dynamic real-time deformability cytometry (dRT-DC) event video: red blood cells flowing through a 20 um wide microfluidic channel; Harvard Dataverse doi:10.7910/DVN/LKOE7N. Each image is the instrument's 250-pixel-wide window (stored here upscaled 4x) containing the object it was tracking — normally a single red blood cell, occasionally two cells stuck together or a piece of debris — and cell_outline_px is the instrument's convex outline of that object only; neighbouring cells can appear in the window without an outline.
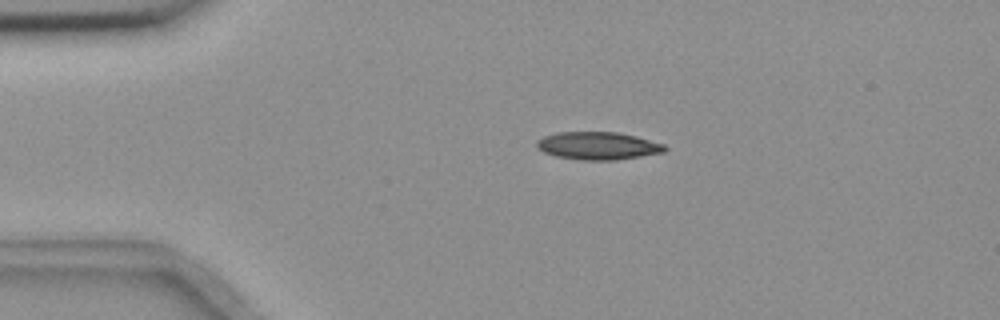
{"species": "common noctule bat (a hibernating species)", "species_latin": "Nyctalus noctula", "temperature_condition": "room temperature", "stored_images_in_passage": 55, "camera_frame_rate_fps": 3000, "um_per_image_px": 0.085, "animal": {"sex": "female", "body_mass_g": 18.4}, "frame": {"image": 1, "passage_image": 11, "time_ms": 3.333, "image_size_px": [1000, 320], "cell_outline_px": [[668, 148], [664, 152], [616, 160], [580, 160], [556, 156], [544, 152], [536, 148], [536, 140], [544, 136], [556, 132], [616, 132], [636, 136], [664, 144]], "centroid_in_image_um": [50.8, 12.39], "position_along_channel_um": 34.2, "area_um2": 20.75}}
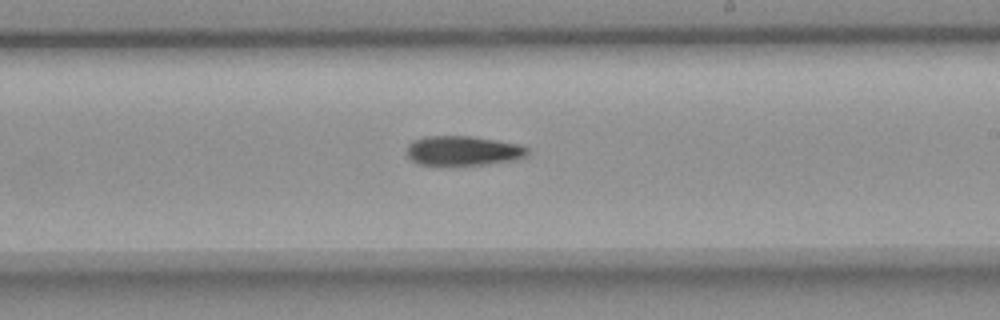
{"frame": {"image": 2, "passage_image": 32, "time_ms": 10.333, "image_size_px": [1000, 320], "cell_outline_px": [[528, 152], [524, 156], [516, 160], [456, 168], [440, 168], [416, 164], [408, 156], [404, 148], [412, 140], [424, 136], [472, 136], [520, 144], [528, 148]], "centroid_in_image_um": [39.26, 12.86], "position_along_channel_um": 249.7, "area_um2": 22.08}}
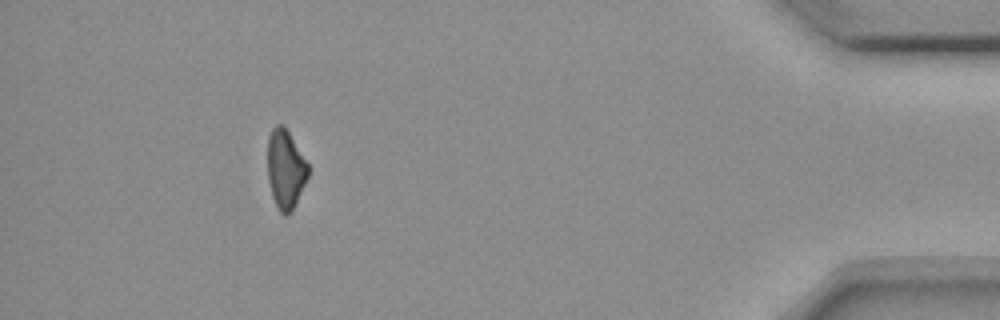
{"frame": {"image": 3, "passage_image": 50, "time_ms": 16.333, "image_size_px": [1000, 320], "cell_outline_px": [[308, 176], [292, 208], [284, 216], [280, 212], [272, 196], [268, 180], [268, 136], [272, 128], [276, 124], [284, 124], [308, 164]], "centroid_in_image_um": [24.24, 14.31], "position_along_channel_um": 411.0, "area_um2": 18.26}, "authors_computed_cell_mechanics": {"area_um2": 20.4612, "velocity_mm_per_s": 3.6586, "shape_relaxation_time_tau1_ms": 7.0156, "shape_relaxation_time_tau2_ms": null, "deformation_change_tau1": 0.1661, "deformation_change_tau2": null}}